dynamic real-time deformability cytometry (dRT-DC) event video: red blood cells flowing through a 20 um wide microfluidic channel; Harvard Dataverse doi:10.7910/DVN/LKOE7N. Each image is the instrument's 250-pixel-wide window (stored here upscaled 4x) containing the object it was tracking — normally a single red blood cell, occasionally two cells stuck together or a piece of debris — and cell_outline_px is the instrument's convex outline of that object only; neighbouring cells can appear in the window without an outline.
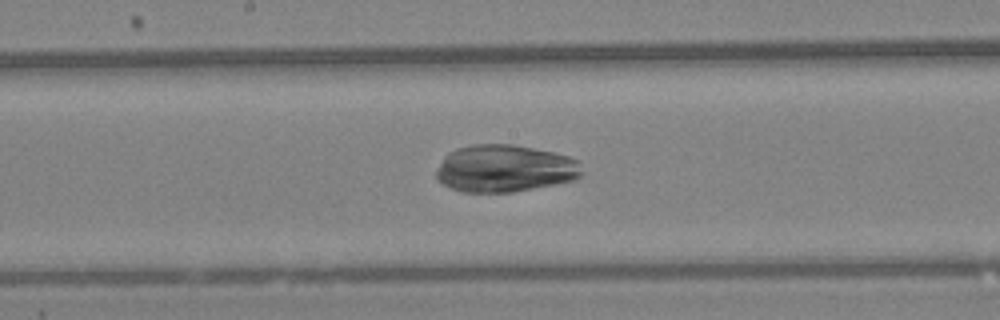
{"species": "Egyptian fruit bat (a non-hibernating species)", "species_latin": "Rousettus aegyptiacus", "temperature_condition": "warm", "stored_images_in_passage": 46, "camera_frame_rate_fps": 3000, "um_per_image_px": 0.085, "animal": {"sex": "female"}, "frame": {"image": 1, "passage_image": 24, "time_ms": 7.667, "image_size_px": [1000, 320], "cell_outline_px": [[580, 176], [572, 180], [512, 192], [464, 192], [452, 188], [444, 184], [436, 176], [436, 168], [444, 156], [448, 152], [456, 148], [472, 144], [512, 144], [552, 152], [568, 156], [576, 160], [580, 172]], "centroid_in_image_um": [42.83, 14.31], "position_along_channel_um": 205.4, "area_um2": 39.65}}
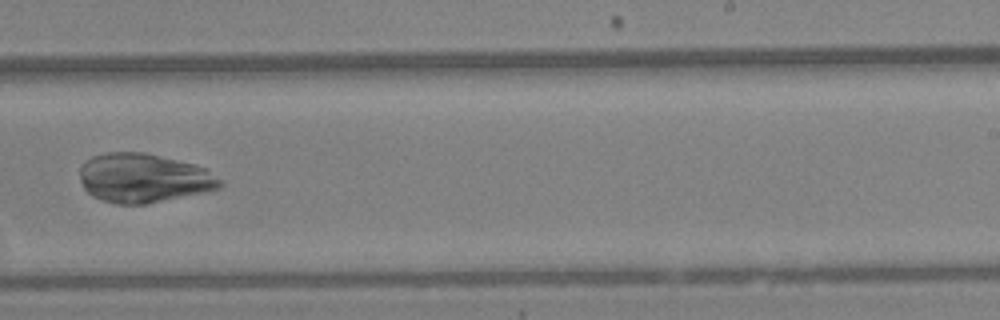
{"frame": {"image": 2, "passage_image": 29, "time_ms": 9.333, "image_size_px": [1000, 320], "cell_outline_px": [[224, 184], [220, 188], [148, 204], [116, 204], [100, 200], [92, 196], [84, 188], [80, 180], [80, 168], [84, 160], [92, 156], [108, 152], [144, 152], [196, 164], [204, 168], [220, 180]], "centroid_in_image_um": [12.16, 15.13], "position_along_channel_um": 276.8, "area_um2": 40.17}}